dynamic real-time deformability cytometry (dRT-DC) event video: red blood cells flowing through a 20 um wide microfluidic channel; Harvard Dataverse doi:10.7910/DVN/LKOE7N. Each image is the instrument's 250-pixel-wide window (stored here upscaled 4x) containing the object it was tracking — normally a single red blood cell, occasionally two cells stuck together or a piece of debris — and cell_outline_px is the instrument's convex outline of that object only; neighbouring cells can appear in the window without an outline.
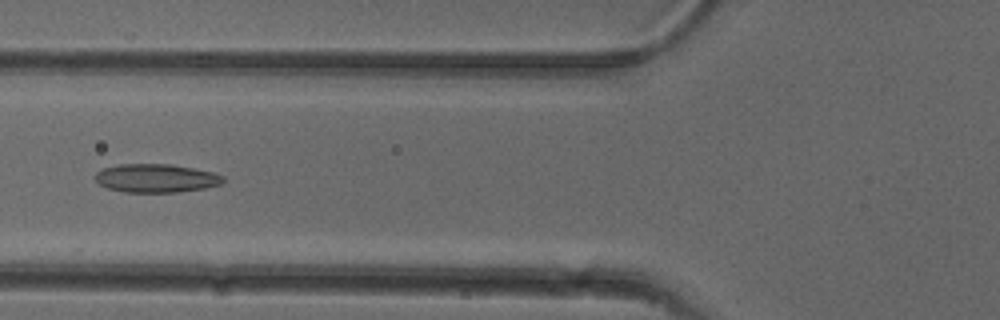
{"species": "common noctule bat (a hibernating species)", "species_latin": "Nyctalus noctula", "temperature_condition": "cold", "stored_images_in_passage": 37, "camera_frame_rate_fps": 3000, "um_per_image_px": 0.085, "animal": {"sex": "female"}, "frame": {"image": 1, "passage_image": 6, "time_ms": 1.667, "image_size_px": [1000, 320], "cell_outline_px": [[224, 180], [220, 184], [204, 188], [176, 192], [124, 192], [108, 188], [100, 184], [96, 180], [96, 172], [104, 168], [120, 164], [172, 164], [212, 172], [224, 176]], "centroid_in_image_um": [13.26, 15.14], "position_along_channel_um": 112.5, "area_um2": 21.04}}
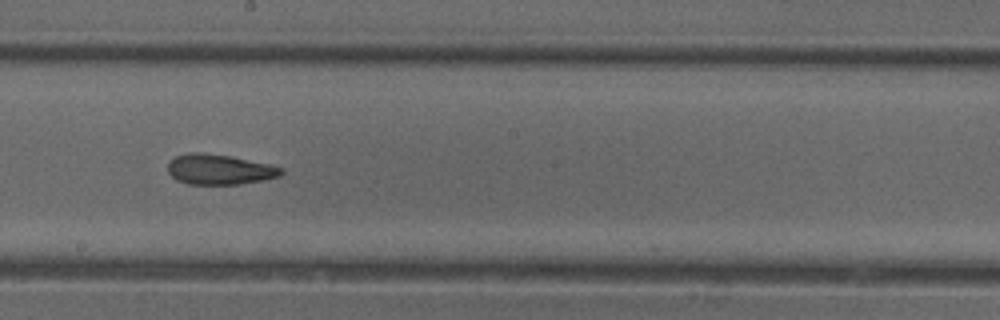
{"frame": {"image": 2, "passage_image": 15, "time_ms": 4.667, "image_size_px": [1000, 320], "cell_outline_px": [[284, 172], [280, 176], [264, 180], [240, 184], [188, 184], [176, 180], [168, 172], [168, 164], [176, 156], [188, 152], [200, 152], [232, 156], [272, 164], [284, 168]], "centroid_in_image_um": [18.7, 14.4], "position_along_channel_um": 229.5, "area_um2": 20.23}}
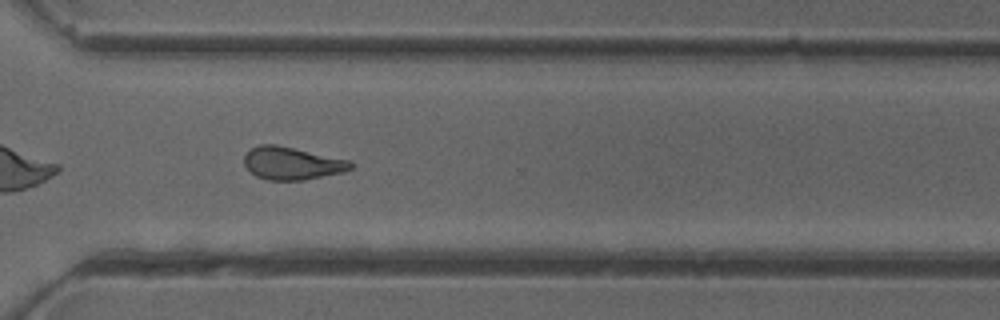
{"frame": {"image": 3, "passage_image": 24, "time_ms": 7.667, "image_size_px": [1000, 320], "cell_outline_px": [[352, 168], [344, 172], [304, 180], [268, 180], [256, 176], [244, 164], [244, 156], [252, 148], [260, 144], [276, 144], [348, 160], [352, 164]], "centroid_in_image_um": [24.8, 13.88], "position_along_channel_um": 345.8, "area_um2": 20.06}, "authors_computed_cell_mechanics": {"area_um2": 20.3456, "velocity_mm_per_s": 3.8946, "shape_relaxation_time_tau1_ms": null, "shape_relaxation_time_tau2_ms": 3.4516, "deformation_change_tau1": null, "deformation_change_tau2": 0.1239}}